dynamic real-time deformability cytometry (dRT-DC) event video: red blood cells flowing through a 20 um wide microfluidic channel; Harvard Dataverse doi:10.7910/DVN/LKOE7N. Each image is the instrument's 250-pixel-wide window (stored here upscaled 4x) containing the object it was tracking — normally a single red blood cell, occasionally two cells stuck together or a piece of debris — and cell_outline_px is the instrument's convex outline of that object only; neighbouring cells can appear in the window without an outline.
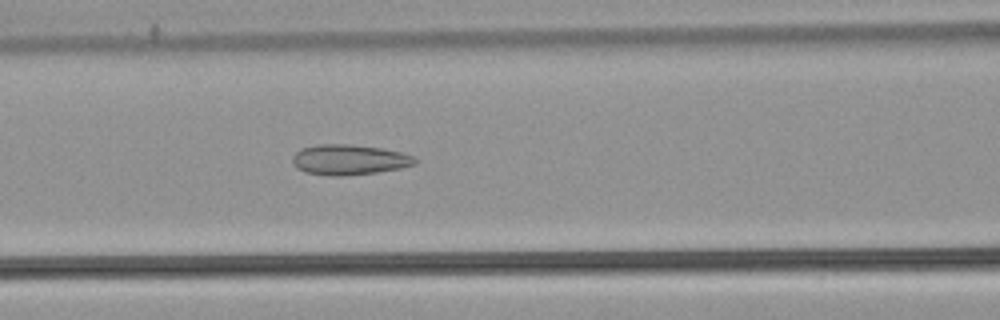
{"species": "common noctule bat (a hibernating species)", "species_latin": "Nyctalus noctula", "temperature_condition": "warm", "stored_images_in_passage": 52, "camera_frame_rate_fps": 3000, "um_per_image_px": 0.085, "animal": {"sex": "male", "body_mass_g": 21.5, "forearm_length_mm": 52.0}, "frame": {"image": 1, "passage_image": 22, "time_ms": 7.0, "image_size_px": [1000, 320], "cell_outline_px": [[416, 164], [400, 168], [376, 172], [340, 176], [332, 176], [304, 172], [296, 168], [292, 164], [292, 156], [300, 148], [316, 144], [352, 144], [380, 148], [400, 152], [412, 156], [416, 160]], "centroid_in_image_um": [29.61, 13.57], "position_along_channel_um": 137.0, "area_um2": 21.68}}
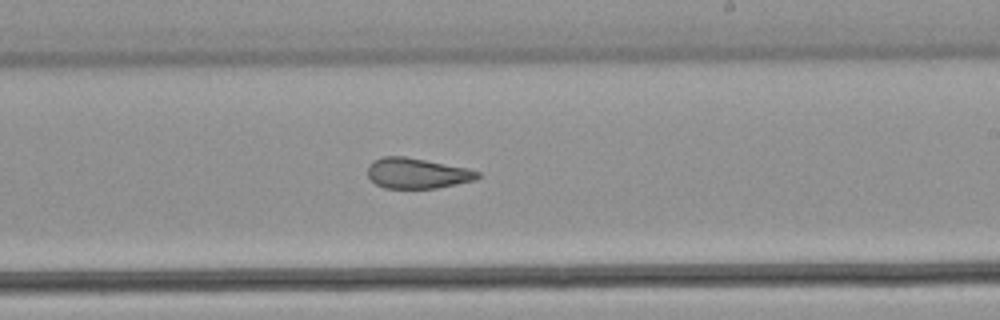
{"frame": {"image": 2, "passage_image": 31, "time_ms": 10.0, "image_size_px": [1000, 320], "cell_outline_px": [[480, 176], [476, 180], [436, 188], [384, 188], [376, 184], [368, 176], [368, 164], [372, 160], [384, 156], [404, 156], [468, 168], [480, 172]], "centroid_in_image_um": [35.44, 14.72], "position_along_channel_um": 253.6, "area_um2": 19.54}}
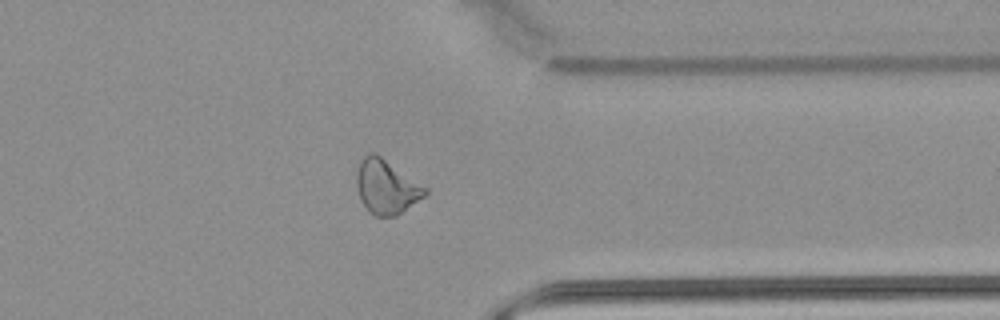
{"frame": {"image": 3, "passage_image": 41, "time_ms": 13.333, "image_size_px": [1000, 320], "cell_outline_px": [[428, 192], [424, 196], [396, 216], [376, 216], [368, 212], [360, 200], [356, 184], [356, 172], [360, 160], [368, 152], [376, 152], [428, 188]], "centroid_in_image_um": [32.81, 15.85], "position_along_channel_um": 378.6, "area_um2": 21.85}, "authors_computed_cell_mechanics": {"area_um2": 22.8599, "velocity_mm_per_s": 3.9044, "shape_relaxation_time_tau1_ms": null, "shape_relaxation_time_tau2_ms": 2.1744, "deformation_change_tau1": null, "deformation_change_tau2": 0.0921}}